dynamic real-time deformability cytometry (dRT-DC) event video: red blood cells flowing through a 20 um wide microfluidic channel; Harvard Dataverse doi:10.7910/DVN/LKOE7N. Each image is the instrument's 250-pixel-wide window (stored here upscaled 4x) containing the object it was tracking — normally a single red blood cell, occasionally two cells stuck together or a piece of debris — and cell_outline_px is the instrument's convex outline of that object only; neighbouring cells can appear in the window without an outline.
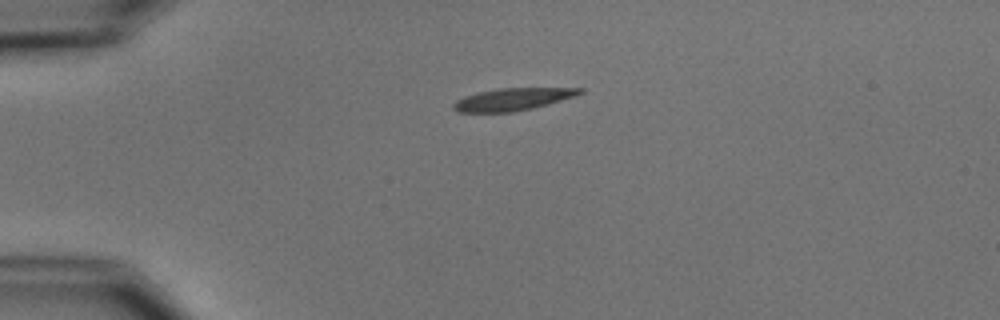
{"species": "common noctule bat (a hibernating species)", "species_latin": "Nyctalus noctula", "temperature_condition": "cold", "stored_images_in_passage": 2, "camera_frame_rate_fps": 3000, "um_per_image_px": 0.085, "animal": {"sex": "male", "body_mass_g": 15.6}, "frame": {"image": 1, "passage_image": 1, "time_ms": 0.0, "image_size_px": [1000, 320], "cell_outline_px": [[584, 92], [576, 96], [548, 104], [532, 108], [512, 112], [456, 112], [452, 108], [452, 104], [456, 100], [464, 96], [476, 92], [496, 88], [584, 88]], "centroid_in_image_um": [43.55, 8.43], "position_along_channel_um": 41.5, "area_um2": 16.59}}